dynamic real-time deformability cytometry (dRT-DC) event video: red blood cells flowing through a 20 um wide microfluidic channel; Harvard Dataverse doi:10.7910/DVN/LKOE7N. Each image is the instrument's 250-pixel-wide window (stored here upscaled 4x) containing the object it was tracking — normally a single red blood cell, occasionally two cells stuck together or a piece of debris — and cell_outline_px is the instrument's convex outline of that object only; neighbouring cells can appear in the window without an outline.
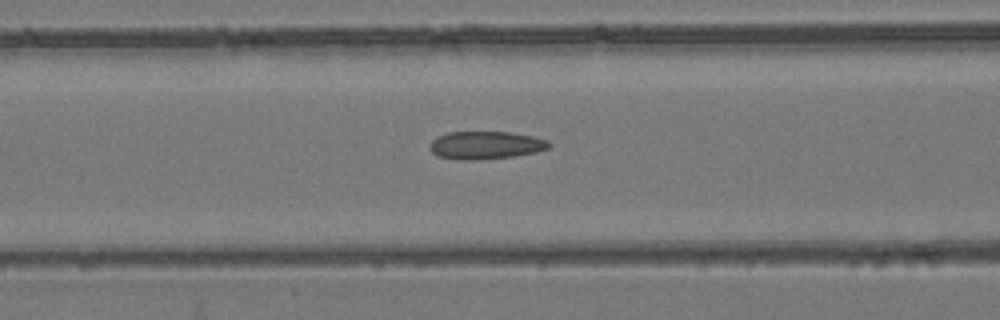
{"species": "common noctule bat (a hibernating species)", "species_latin": "Nyctalus noctula", "temperature_condition": "room temperature", "stored_images_in_passage": 55, "camera_frame_rate_fps": 3000, "um_per_image_px": 0.085, "animal": {"sex": "female", "body_mass_g": 24.6, "forearm_length_mm": 56.2}, "frame": {"image": 1, "passage_image": 23, "time_ms": 7.333, "image_size_px": [1000, 320], "cell_outline_px": [[552, 144], [548, 148], [536, 152], [512, 156], [480, 160], [464, 160], [436, 156], [428, 148], [428, 144], [432, 140], [448, 132], [508, 132], [532, 136], [548, 140]], "centroid_in_image_um": [41.26, 12.34], "position_along_channel_um": 125.3, "area_um2": 19.36}}
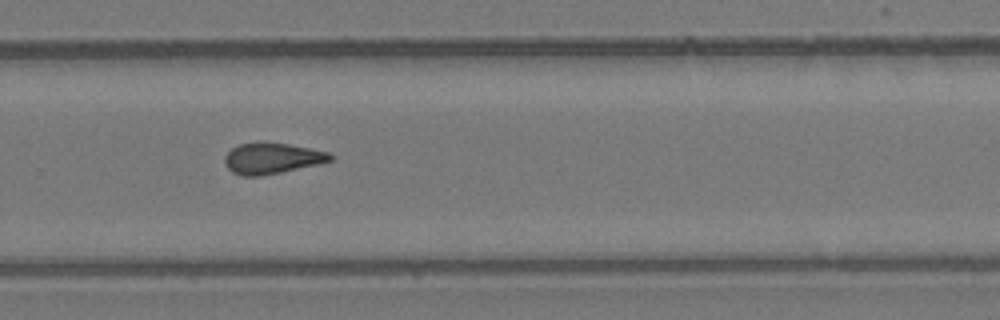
{"frame": {"image": 2, "passage_image": 37, "time_ms": 12.0, "image_size_px": [1000, 320], "cell_outline_px": [[336, 156], [332, 160], [320, 164], [260, 176], [244, 176], [232, 172], [228, 168], [224, 160], [224, 156], [232, 148], [240, 144], [256, 140], [264, 140], [288, 144], [332, 152]], "centroid_in_image_um": [23.15, 13.42], "position_along_channel_um": 306.6, "area_um2": 19.54}}
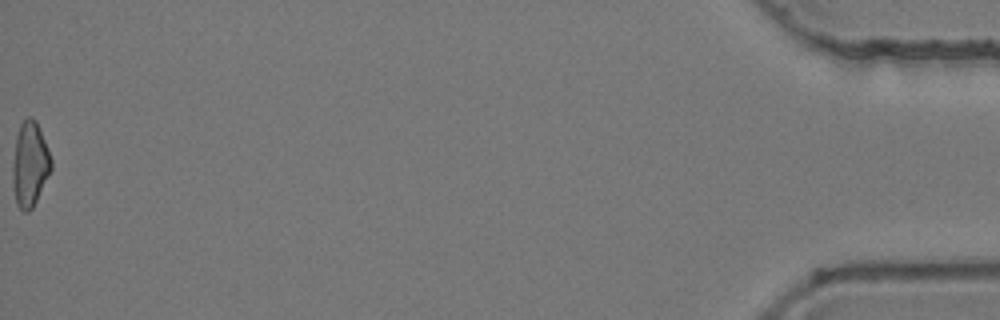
{"frame": {"image": 3, "passage_image": 55, "time_ms": 18.0, "image_size_px": [1000, 320], "cell_outline_px": [[52, 168], [32, 208], [28, 212], [24, 212], [16, 204], [12, 184], [12, 168], [16, 136], [20, 124], [28, 116], [32, 116], [36, 120], [48, 148], [52, 160]], "centroid_in_image_um": [2.53, 13.94], "position_along_channel_um": 432.7, "area_um2": 19.07}, "authors_computed_cell_mechanics": {"area_um2": 19.3052, "velocity_mm_per_s": 3.8937, "shape_relaxation_time_tau1_ms": null, "shape_relaxation_time_tau2_ms": 2.5755, "deformation_change_tau1": null, "deformation_change_tau2": 0.1064}}